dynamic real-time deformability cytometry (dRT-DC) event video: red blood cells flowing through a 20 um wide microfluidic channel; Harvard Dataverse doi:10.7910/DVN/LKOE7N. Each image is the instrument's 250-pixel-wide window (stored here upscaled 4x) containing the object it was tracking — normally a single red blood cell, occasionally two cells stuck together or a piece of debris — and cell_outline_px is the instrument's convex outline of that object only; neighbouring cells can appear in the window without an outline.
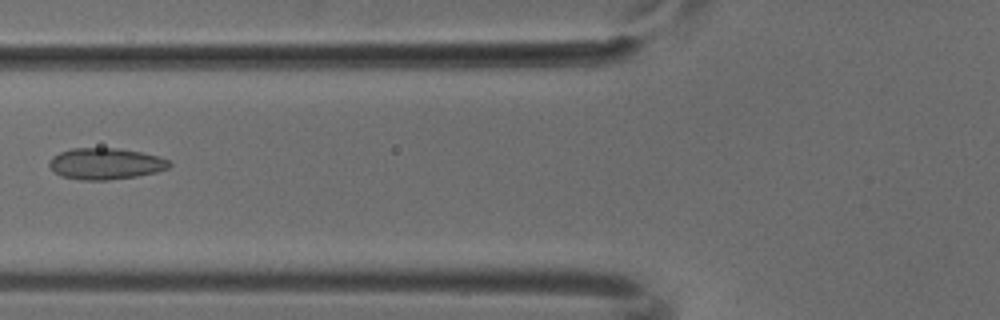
{"species": "common noctule bat (a hibernating species)", "species_latin": "Nyctalus noctula", "temperature_condition": "cold", "stored_images_in_passage": 5, "camera_frame_rate_fps": 3000, "um_per_image_px": 0.085, "animal": {"sex": "male", "body_mass_g": 18.8}, "frame": {"image": 1, "passage_image": 5, "time_ms": 1.333, "image_size_px": [1000, 320], "cell_outline_px": [[172, 164], [168, 168], [156, 172], [136, 176], [108, 180], [80, 180], [60, 176], [48, 164], [52, 156], [60, 152], [72, 148], [120, 148], [140, 152], [156, 156], [168, 160]], "centroid_in_image_um": [8.95, 13.91], "position_along_channel_um": 116.8, "area_um2": 21.85}}